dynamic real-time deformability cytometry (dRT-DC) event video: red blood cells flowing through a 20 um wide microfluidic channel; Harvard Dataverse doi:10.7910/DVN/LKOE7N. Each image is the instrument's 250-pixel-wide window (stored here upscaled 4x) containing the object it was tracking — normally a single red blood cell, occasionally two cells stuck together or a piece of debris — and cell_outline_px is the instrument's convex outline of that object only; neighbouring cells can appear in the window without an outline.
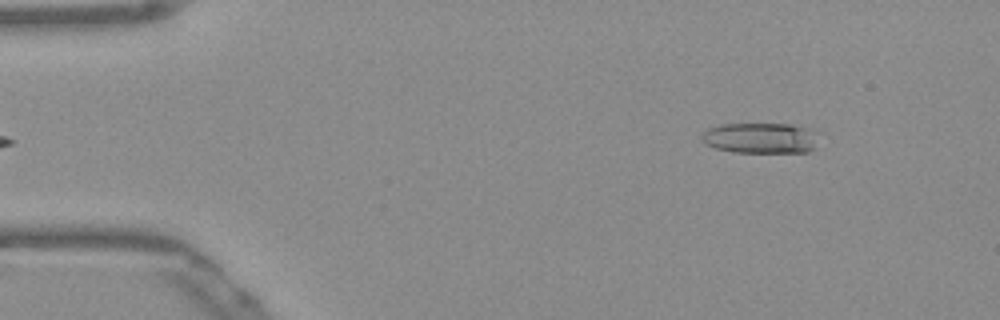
{"species": "Egyptian fruit bat (a non-hibernating species)", "species_latin": "Rousettus aegyptiacus", "temperature_condition": "warm", "stored_images_in_passage": 50, "camera_frame_rate_fps": 3000, "um_per_image_px": 0.085, "frame": {"image": 1, "passage_image": 4, "time_ms": 1.0, "image_size_px": [1000, 320], "cell_outline_px": [[816, 148], [808, 152], [736, 152], [716, 148], [704, 144], [700, 140], [700, 136], [708, 128], [720, 124], [792, 124], [804, 128]], "centroid_in_image_um": [64.46, 11.74], "position_along_channel_um": 20.5, "area_um2": 20.23}}
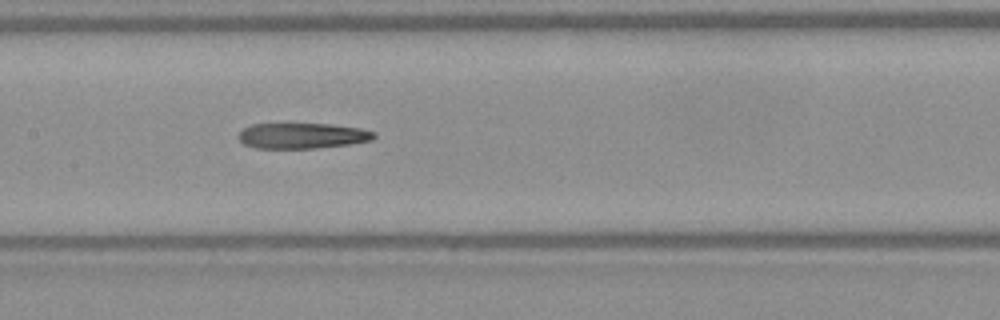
{"frame": {"image": 2, "passage_image": 23, "time_ms": 7.333, "image_size_px": [1000, 320], "cell_outline_px": [[376, 136], [372, 140], [348, 144], [312, 148], [256, 148], [244, 144], [236, 136], [244, 128], [252, 124], [332, 124], [360, 128], [376, 132]], "centroid_in_image_um": [25.69, 11.53], "position_along_channel_um": 181.7, "area_um2": 20.11}}
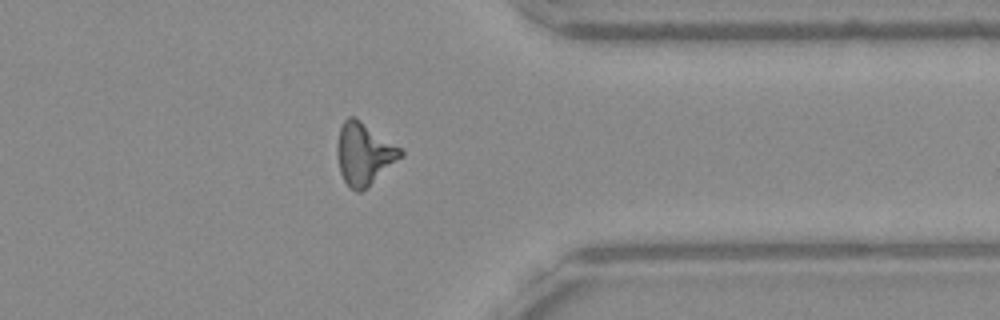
{"frame": {"image": 3, "passage_image": 39, "time_ms": 12.667, "image_size_px": [1000, 320], "cell_outline_px": [[404, 156], [360, 192], [356, 192], [344, 180], [340, 172], [336, 152], [336, 148], [340, 128], [344, 120], [348, 116], [356, 116], [400, 148], [404, 152]], "centroid_in_image_um": [30.93, 13.04], "position_along_channel_um": 380.5, "area_um2": 22.77}}